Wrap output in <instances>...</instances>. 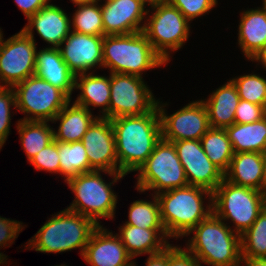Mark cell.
<instances>
[{
	"label": "cell",
	"mask_w": 266,
	"mask_h": 266,
	"mask_svg": "<svg viewBox=\"0 0 266 266\" xmlns=\"http://www.w3.org/2000/svg\"><path fill=\"white\" fill-rule=\"evenodd\" d=\"M114 131L118 173L138 171L162 139L157 106L142 115L111 119Z\"/></svg>",
	"instance_id": "cell-1"
},
{
	"label": "cell",
	"mask_w": 266,
	"mask_h": 266,
	"mask_svg": "<svg viewBox=\"0 0 266 266\" xmlns=\"http://www.w3.org/2000/svg\"><path fill=\"white\" fill-rule=\"evenodd\" d=\"M204 195L209 205L203 206ZM160 206L162 224L171 237L180 238L213 213V192L199 186L188 185L156 195Z\"/></svg>",
	"instance_id": "cell-2"
},
{
	"label": "cell",
	"mask_w": 266,
	"mask_h": 266,
	"mask_svg": "<svg viewBox=\"0 0 266 266\" xmlns=\"http://www.w3.org/2000/svg\"><path fill=\"white\" fill-rule=\"evenodd\" d=\"M190 233H194V236L188 240L186 248L200 263L211 266H241L240 235L235 234L214 213L202 220L188 234Z\"/></svg>",
	"instance_id": "cell-3"
},
{
	"label": "cell",
	"mask_w": 266,
	"mask_h": 266,
	"mask_svg": "<svg viewBox=\"0 0 266 266\" xmlns=\"http://www.w3.org/2000/svg\"><path fill=\"white\" fill-rule=\"evenodd\" d=\"M92 219L64 209L51 217L27 243L42 253H61L80 248L81 256L91 234L98 227Z\"/></svg>",
	"instance_id": "cell-4"
},
{
	"label": "cell",
	"mask_w": 266,
	"mask_h": 266,
	"mask_svg": "<svg viewBox=\"0 0 266 266\" xmlns=\"http://www.w3.org/2000/svg\"><path fill=\"white\" fill-rule=\"evenodd\" d=\"M103 67L110 73L142 77V72L166 64L154 51L143 31L126 35H105Z\"/></svg>",
	"instance_id": "cell-5"
},
{
	"label": "cell",
	"mask_w": 266,
	"mask_h": 266,
	"mask_svg": "<svg viewBox=\"0 0 266 266\" xmlns=\"http://www.w3.org/2000/svg\"><path fill=\"white\" fill-rule=\"evenodd\" d=\"M101 171H91L69 179L66 183L75 194V200L66 209L92 219L97 225L99 218H114L117 196L112 184L123 178L122 173H114L112 182L107 184Z\"/></svg>",
	"instance_id": "cell-6"
},
{
	"label": "cell",
	"mask_w": 266,
	"mask_h": 266,
	"mask_svg": "<svg viewBox=\"0 0 266 266\" xmlns=\"http://www.w3.org/2000/svg\"><path fill=\"white\" fill-rule=\"evenodd\" d=\"M266 206V193L238 186L223 179L213 191V213L222 220L233 221L234 232L247 231Z\"/></svg>",
	"instance_id": "cell-7"
},
{
	"label": "cell",
	"mask_w": 266,
	"mask_h": 266,
	"mask_svg": "<svg viewBox=\"0 0 266 266\" xmlns=\"http://www.w3.org/2000/svg\"><path fill=\"white\" fill-rule=\"evenodd\" d=\"M139 192L156 190L155 195L188 186L184 168L172 142L161 139L145 163L138 170Z\"/></svg>",
	"instance_id": "cell-8"
},
{
	"label": "cell",
	"mask_w": 266,
	"mask_h": 266,
	"mask_svg": "<svg viewBox=\"0 0 266 266\" xmlns=\"http://www.w3.org/2000/svg\"><path fill=\"white\" fill-rule=\"evenodd\" d=\"M155 11L146 18L143 32L147 36L154 51L167 64L170 61V50L180 49L187 41L190 33L189 21L169 2L150 5ZM169 50V51H168Z\"/></svg>",
	"instance_id": "cell-9"
},
{
	"label": "cell",
	"mask_w": 266,
	"mask_h": 266,
	"mask_svg": "<svg viewBox=\"0 0 266 266\" xmlns=\"http://www.w3.org/2000/svg\"><path fill=\"white\" fill-rule=\"evenodd\" d=\"M16 108L29 117L24 121H51L71 99L48 81L32 75L14 85ZM30 114H32L30 116Z\"/></svg>",
	"instance_id": "cell-10"
},
{
	"label": "cell",
	"mask_w": 266,
	"mask_h": 266,
	"mask_svg": "<svg viewBox=\"0 0 266 266\" xmlns=\"http://www.w3.org/2000/svg\"><path fill=\"white\" fill-rule=\"evenodd\" d=\"M157 101L142 77L110 73L109 119L151 112Z\"/></svg>",
	"instance_id": "cell-11"
},
{
	"label": "cell",
	"mask_w": 266,
	"mask_h": 266,
	"mask_svg": "<svg viewBox=\"0 0 266 266\" xmlns=\"http://www.w3.org/2000/svg\"><path fill=\"white\" fill-rule=\"evenodd\" d=\"M35 39L22 29L7 40L0 37V86H11L35 74Z\"/></svg>",
	"instance_id": "cell-12"
},
{
	"label": "cell",
	"mask_w": 266,
	"mask_h": 266,
	"mask_svg": "<svg viewBox=\"0 0 266 266\" xmlns=\"http://www.w3.org/2000/svg\"><path fill=\"white\" fill-rule=\"evenodd\" d=\"M166 105L167 103L160 105V101H157L163 140H200L210 129L207 110L202 100L191 102L170 116L166 115L163 108Z\"/></svg>",
	"instance_id": "cell-13"
},
{
	"label": "cell",
	"mask_w": 266,
	"mask_h": 266,
	"mask_svg": "<svg viewBox=\"0 0 266 266\" xmlns=\"http://www.w3.org/2000/svg\"><path fill=\"white\" fill-rule=\"evenodd\" d=\"M172 143L184 168L188 184L213 192L223 181L224 173L207 157L200 140H180Z\"/></svg>",
	"instance_id": "cell-14"
},
{
	"label": "cell",
	"mask_w": 266,
	"mask_h": 266,
	"mask_svg": "<svg viewBox=\"0 0 266 266\" xmlns=\"http://www.w3.org/2000/svg\"><path fill=\"white\" fill-rule=\"evenodd\" d=\"M81 142L93 170L108 173L111 177L118 173L115 137L110 119L98 116Z\"/></svg>",
	"instance_id": "cell-15"
},
{
	"label": "cell",
	"mask_w": 266,
	"mask_h": 266,
	"mask_svg": "<svg viewBox=\"0 0 266 266\" xmlns=\"http://www.w3.org/2000/svg\"><path fill=\"white\" fill-rule=\"evenodd\" d=\"M145 0H113L101 5L102 21L105 35H126L141 32L145 23V15L149 10H145Z\"/></svg>",
	"instance_id": "cell-16"
},
{
	"label": "cell",
	"mask_w": 266,
	"mask_h": 266,
	"mask_svg": "<svg viewBox=\"0 0 266 266\" xmlns=\"http://www.w3.org/2000/svg\"><path fill=\"white\" fill-rule=\"evenodd\" d=\"M103 38L71 31L62 42L65 46L58 47L62 59L75 74L88 72L98 66L103 67Z\"/></svg>",
	"instance_id": "cell-17"
},
{
	"label": "cell",
	"mask_w": 266,
	"mask_h": 266,
	"mask_svg": "<svg viewBox=\"0 0 266 266\" xmlns=\"http://www.w3.org/2000/svg\"><path fill=\"white\" fill-rule=\"evenodd\" d=\"M82 257L91 266H128L133 262L119 236L101 225L91 234Z\"/></svg>",
	"instance_id": "cell-18"
},
{
	"label": "cell",
	"mask_w": 266,
	"mask_h": 266,
	"mask_svg": "<svg viewBox=\"0 0 266 266\" xmlns=\"http://www.w3.org/2000/svg\"><path fill=\"white\" fill-rule=\"evenodd\" d=\"M38 35L51 44L52 48H58L71 32V20L62 8L48 4L28 19V24L22 30L34 39V29Z\"/></svg>",
	"instance_id": "cell-19"
},
{
	"label": "cell",
	"mask_w": 266,
	"mask_h": 266,
	"mask_svg": "<svg viewBox=\"0 0 266 266\" xmlns=\"http://www.w3.org/2000/svg\"><path fill=\"white\" fill-rule=\"evenodd\" d=\"M224 179L232 184L265 192L263 154L234 153Z\"/></svg>",
	"instance_id": "cell-20"
},
{
	"label": "cell",
	"mask_w": 266,
	"mask_h": 266,
	"mask_svg": "<svg viewBox=\"0 0 266 266\" xmlns=\"http://www.w3.org/2000/svg\"><path fill=\"white\" fill-rule=\"evenodd\" d=\"M238 44L244 56L256 60L266 48V8L248 9L241 14Z\"/></svg>",
	"instance_id": "cell-21"
},
{
	"label": "cell",
	"mask_w": 266,
	"mask_h": 266,
	"mask_svg": "<svg viewBox=\"0 0 266 266\" xmlns=\"http://www.w3.org/2000/svg\"><path fill=\"white\" fill-rule=\"evenodd\" d=\"M35 75L61 89L71 99L75 74L62 59L59 48L48 47L36 52Z\"/></svg>",
	"instance_id": "cell-22"
},
{
	"label": "cell",
	"mask_w": 266,
	"mask_h": 266,
	"mask_svg": "<svg viewBox=\"0 0 266 266\" xmlns=\"http://www.w3.org/2000/svg\"><path fill=\"white\" fill-rule=\"evenodd\" d=\"M119 232L117 235L133 259L143 253L149 255L160 253L170 244L167 240L170 237L165 229H144L124 224L119 228Z\"/></svg>",
	"instance_id": "cell-23"
},
{
	"label": "cell",
	"mask_w": 266,
	"mask_h": 266,
	"mask_svg": "<svg viewBox=\"0 0 266 266\" xmlns=\"http://www.w3.org/2000/svg\"><path fill=\"white\" fill-rule=\"evenodd\" d=\"M202 100L206 107L210 128L225 129L234 124L236 107L240 101L235 84L230 80Z\"/></svg>",
	"instance_id": "cell-24"
},
{
	"label": "cell",
	"mask_w": 266,
	"mask_h": 266,
	"mask_svg": "<svg viewBox=\"0 0 266 266\" xmlns=\"http://www.w3.org/2000/svg\"><path fill=\"white\" fill-rule=\"evenodd\" d=\"M70 101L56 115L52 122L60 121L58 132L54 130V140L57 142L71 143L82 141L90 125L98 117H94L86 107Z\"/></svg>",
	"instance_id": "cell-25"
},
{
	"label": "cell",
	"mask_w": 266,
	"mask_h": 266,
	"mask_svg": "<svg viewBox=\"0 0 266 266\" xmlns=\"http://www.w3.org/2000/svg\"><path fill=\"white\" fill-rule=\"evenodd\" d=\"M79 77V79H78ZM75 89L81 90V93L74 101L76 104L94 108L100 107L102 115L109 119V103H110V76H98L93 73H82L75 75Z\"/></svg>",
	"instance_id": "cell-26"
},
{
	"label": "cell",
	"mask_w": 266,
	"mask_h": 266,
	"mask_svg": "<svg viewBox=\"0 0 266 266\" xmlns=\"http://www.w3.org/2000/svg\"><path fill=\"white\" fill-rule=\"evenodd\" d=\"M234 153L258 152L266 150V118L247 123H234L225 128Z\"/></svg>",
	"instance_id": "cell-27"
},
{
	"label": "cell",
	"mask_w": 266,
	"mask_h": 266,
	"mask_svg": "<svg viewBox=\"0 0 266 266\" xmlns=\"http://www.w3.org/2000/svg\"><path fill=\"white\" fill-rule=\"evenodd\" d=\"M50 127L48 121H18L16 128L28 161L54 140Z\"/></svg>",
	"instance_id": "cell-28"
},
{
	"label": "cell",
	"mask_w": 266,
	"mask_h": 266,
	"mask_svg": "<svg viewBox=\"0 0 266 266\" xmlns=\"http://www.w3.org/2000/svg\"><path fill=\"white\" fill-rule=\"evenodd\" d=\"M200 142L210 161L225 173L234 155L226 130L210 128Z\"/></svg>",
	"instance_id": "cell-29"
},
{
	"label": "cell",
	"mask_w": 266,
	"mask_h": 266,
	"mask_svg": "<svg viewBox=\"0 0 266 266\" xmlns=\"http://www.w3.org/2000/svg\"><path fill=\"white\" fill-rule=\"evenodd\" d=\"M58 154L60 161V175L69 179L87 172L94 171L86 154V149L81 141L64 143L58 142Z\"/></svg>",
	"instance_id": "cell-30"
},
{
	"label": "cell",
	"mask_w": 266,
	"mask_h": 266,
	"mask_svg": "<svg viewBox=\"0 0 266 266\" xmlns=\"http://www.w3.org/2000/svg\"><path fill=\"white\" fill-rule=\"evenodd\" d=\"M75 5L78 9L72 16L73 30L71 31L92 36H104L101 5L98 6V2Z\"/></svg>",
	"instance_id": "cell-31"
},
{
	"label": "cell",
	"mask_w": 266,
	"mask_h": 266,
	"mask_svg": "<svg viewBox=\"0 0 266 266\" xmlns=\"http://www.w3.org/2000/svg\"><path fill=\"white\" fill-rule=\"evenodd\" d=\"M241 257L266 258V206L240 236Z\"/></svg>",
	"instance_id": "cell-32"
},
{
	"label": "cell",
	"mask_w": 266,
	"mask_h": 266,
	"mask_svg": "<svg viewBox=\"0 0 266 266\" xmlns=\"http://www.w3.org/2000/svg\"><path fill=\"white\" fill-rule=\"evenodd\" d=\"M154 201L136 200L129 207V220L125 224L144 229H165L161 217L160 206L156 195Z\"/></svg>",
	"instance_id": "cell-33"
},
{
	"label": "cell",
	"mask_w": 266,
	"mask_h": 266,
	"mask_svg": "<svg viewBox=\"0 0 266 266\" xmlns=\"http://www.w3.org/2000/svg\"><path fill=\"white\" fill-rule=\"evenodd\" d=\"M237 89L240 99L256 105L266 104V79L256 75L248 74L235 77L231 80Z\"/></svg>",
	"instance_id": "cell-34"
},
{
	"label": "cell",
	"mask_w": 266,
	"mask_h": 266,
	"mask_svg": "<svg viewBox=\"0 0 266 266\" xmlns=\"http://www.w3.org/2000/svg\"><path fill=\"white\" fill-rule=\"evenodd\" d=\"M11 105L16 108L15 92L11 86H0V149L9 135Z\"/></svg>",
	"instance_id": "cell-35"
},
{
	"label": "cell",
	"mask_w": 266,
	"mask_h": 266,
	"mask_svg": "<svg viewBox=\"0 0 266 266\" xmlns=\"http://www.w3.org/2000/svg\"><path fill=\"white\" fill-rule=\"evenodd\" d=\"M37 170L60 174L58 142L53 140L29 161Z\"/></svg>",
	"instance_id": "cell-36"
},
{
	"label": "cell",
	"mask_w": 266,
	"mask_h": 266,
	"mask_svg": "<svg viewBox=\"0 0 266 266\" xmlns=\"http://www.w3.org/2000/svg\"><path fill=\"white\" fill-rule=\"evenodd\" d=\"M188 21L208 13L217 4V0H168Z\"/></svg>",
	"instance_id": "cell-37"
},
{
	"label": "cell",
	"mask_w": 266,
	"mask_h": 266,
	"mask_svg": "<svg viewBox=\"0 0 266 266\" xmlns=\"http://www.w3.org/2000/svg\"><path fill=\"white\" fill-rule=\"evenodd\" d=\"M264 117V107L240 99L236 107L234 123L247 124L261 120Z\"/></svg>",
	"instance_id": "cell-38"
},
{
	"label": "cell",
	"mask_w": 266,
	"mask_h": 266,
	"mask_svg": "<svg viewBox=\"0 0 266 266\" xmlns=\"http://www.w3.org/2000/svg\"><path fill=\"white\" fill-rule=\"evenodd\" d=\"M24 226L17 220H10L0 216V246H8L12 244L18 237V234ZM14 240V241H13ZM6 257L0 253V265L6 262Z\"/></svg>",
	"instance_id": "cell-39"
},
{
	"label": "cell",
	"mask_w": 266,
	"mask_h": 266,
	"mask_svg": "<svg viewBox=\"0 0 266 266\" xmlns=\"http://www.w3.org/2000/svg\"><path fill=\"white\" fill-rule=\"evenodd\" d=\"M167 246V266H201L196 257L186 248Z\"/></svg>",
	"instance_id": "cell-40"
},
{
	"label": "cell",
	"mask_w": 266,
	"mask_h": 266,
	"mask_svg": "<svg viewBox=\"0 0 266 266\" xmlns=\"http://www.w3.org/2000/svg\"><path fill=\"white\" fill-rule=\"evenodd\" d=\"M22 13L29 19L37 11L49 4L50 0H14Z\"/></svg>",
	"instance_id": "cell-41"
},
{
	"label": "cell",
	"mask_w": 266,
	"mask_h": 266,
	"mask_svg": "<svg viewBox=\"0 0 266 266\" xmlns=\"http://www.w3.org/2000/svg\"><path fill=\"white\" fill-rule=\"evenodd\" d=\"M146 266H167V247L160 253L149 255Z\"/></svg>",
	"instance_id": "cell-42"
},
{
	"label": "cell",
	"mask_w": 266,
	"mask_h": 266,
	"mask_svg": "<svg viewBox=\"0 0 266 266\" xmlns=\"http://www.w3.org/2000/svg\"><path fill=\"white\" fill-rule=\"evenodd\" d=\"M245 266H266V258H255V257H241V262Z\"/></svg>",
	"instance_id": "cell-43"
},
{
	"label": "cell",
	"mask_w": 266,
	"mask_h": 266,
	"mask_svg": "<svg viewBox=\"0 0 266 266\" xmlns=\"http://www.w3.org/2000/svg\"><path fill=\"white\" fill-rule=\"evenodd\" d=\"M257 62H260L264 68H266V48L265 50L260 54V56L258 58H256Z\"/></svg>",
	"instance_id": "cell-44"
},
{
	"label": "cell",
	"mask_w": 266,
	"mask_h": 266,
	"mask_svg": "<svg viewBox=\"0 0 266 266\" xmlns=\"http://www.w3.org/2000/svg\"><path fill=\"white\" fill-rule=\"evenodd\" d=\"M74 4H79V3H93V2H98L99 0H71Z\"/></svg>",
	"instance_id": "cell-45"
},
{
	"label": "cell",
	"mask_w": 266,
	"mask_h": 266,
	"mask_svg": "<svg viewBox=\"0 0 266 266\" xmlns=\"http://www.w3.org/2000/svg\"><path fill=\"white\" fill-rule=\"evenodd\" d=\"M264 161L265 193H266V150L262 153Z\"/></svg>",
	"instance_id": "cell-46"
},
{
	"label": "cell",
	"mask_w": 266,
	"mask_h": 266,
	"mask_svg": "<svg viewBox=\"0 0 266 266\" xmlns=\"http://www.w3.org/2000/svg\"><path fill=\"white\" fill-rule=\"evenodd\" d=\"M149 5L154 3L168 2V0H145Z\"/></svg>",
	"instance_id": "cell-47"
},
{
	"label": "cell",
	"mask_w": 266,
	"mask_h": 266,
	"mask_svg": "<svg viewBox=\"0 0 266 266\" xmlns=\"http://www.w3.org/2000/svg\"><path fill=\"white\" fill-rule=\"evenodd\" d=\"M264 117L266 118V104L264 106Z\"/></svg>",
	"instance_id": "cell-48"
},
{
	"label": "cell",
	"mask_w": 266,
	"mask_h": 266,
	"mask_svg": "<svg viewBox=\"0 0 266 266\" xmlns=\"http://www.w3.org/2000/svg\"><path fill=\"white\" fill-rule=\"evenodd\" d=\"M136 263L133 261L130 265H128V266H136L135 265Z\"/></svg>",
	"instance_id": "cell-49"
},
{
	"label": "cell",
	"mask_w": 266,
	"mask_h": 266,
	"mask_svg": "<svg viewBox=\"0 0 266 266\" xmlns=\"http://www.w3.org/2000/svg\"><path fill=\"white\" fill-rule=\"evenodd\" d=\"M263 5L266 8V0H263Z\"/></svg>",
	"instance_id": "cell-50"
}]
</instances>
